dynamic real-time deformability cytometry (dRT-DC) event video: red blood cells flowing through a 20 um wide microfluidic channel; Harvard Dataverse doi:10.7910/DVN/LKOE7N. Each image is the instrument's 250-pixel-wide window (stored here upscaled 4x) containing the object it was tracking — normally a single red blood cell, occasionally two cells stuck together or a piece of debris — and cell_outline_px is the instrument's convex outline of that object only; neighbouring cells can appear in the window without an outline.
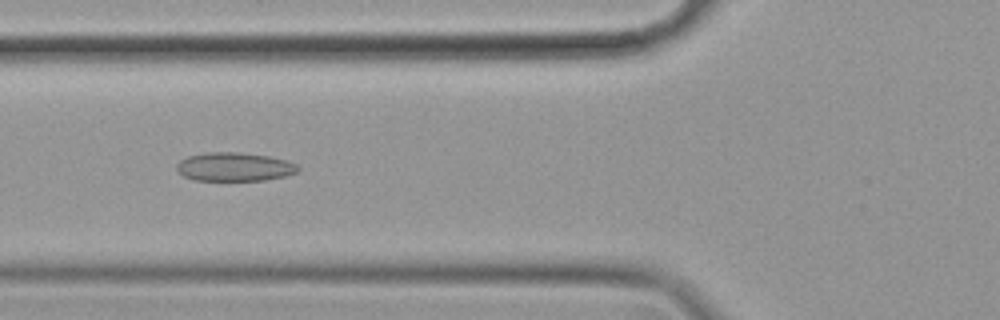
{"species": "common noctule bat (a hibernating species)", "species_latin": "Nyctalus noctula", "temperature_condition": "cold", "stored_images_in_passage": 44, "camera_frame_rate_fps": 3000, "um_per_image_px": 0.085, "animal": {"sex": "female", "body_mass_g": 19.9}, "frame": {"image": 1, "passage_image": 13, "time_ms": 4.0, "image_size_px": [1000, 320], "cell_outline_px": [[300, 168], [296, 172], [284, 176], [264, 180], [196, 180], [184, 176], [176, 168], [176, 164], [180, 160], [188, 156], [208, 152], [240, 152], [268, 156], [288, 160], [296, 164]], "centroid_in_image_um": [19.93, 14.17], "position_along_channel_um": 105.9, "area_um2": 20.17}}
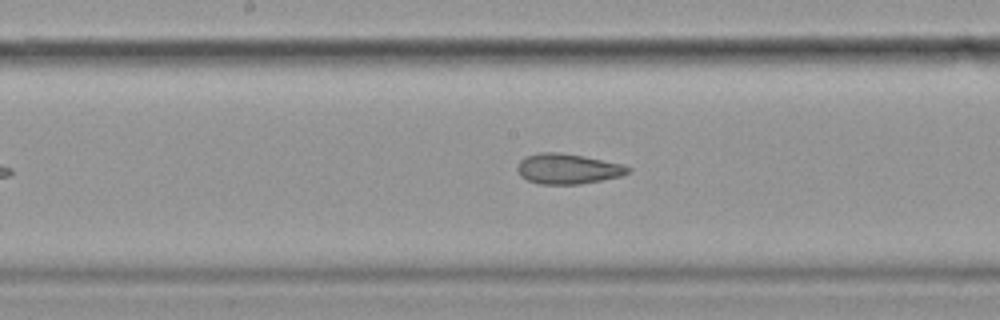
{"frame": {"image": 2, "passage_image": 21, "time_ms": 6.667, "image_size_px": [1000, 320], "cell_outline_px": [[632, 168], [628, 172], [620, 176], [580, 184], [540, 184], [528, 180], [520, 176], [516, 168], [516, 164], [524, 156], [540, 152], [560, 152], [584, 156], [624, 164]], "centroid_in_image_um": [48.22, 14.33], "position_along_channel_um": 200.0, "area_um2": 19.65}}
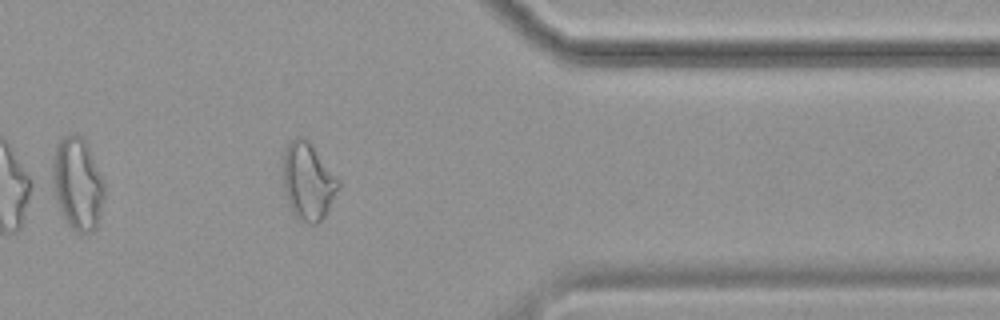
{"frame": {"image": 3, "passage_image": 38, "time_ms": 12.333, "image_size_px": [1000, 320], "cell_outline_px": [[340, 188], [324, 216], [316, 224], [308, 224], [300, 220], [292, 212], [288, 204], [284, 192], [284, 148], [296, 136], [304, 136], [312, 144], [340, 180]], "centroid_in_image_um": [26.19, 15.4], "position_along_channel_um": 385.2, "area_um2": 25.03}, "authors_computed_cell_mechanics": {"area_um2": 20.7213, "velocity_mm_per_s": 3.5261, "shape_relaxation_time_tau1_ms": 10.8876, "shape_relaxation_time_tau2_ms": 3.9315, "deformation_change_tau1": 0.1899, "deformation_change_tau2": 0.1017}}